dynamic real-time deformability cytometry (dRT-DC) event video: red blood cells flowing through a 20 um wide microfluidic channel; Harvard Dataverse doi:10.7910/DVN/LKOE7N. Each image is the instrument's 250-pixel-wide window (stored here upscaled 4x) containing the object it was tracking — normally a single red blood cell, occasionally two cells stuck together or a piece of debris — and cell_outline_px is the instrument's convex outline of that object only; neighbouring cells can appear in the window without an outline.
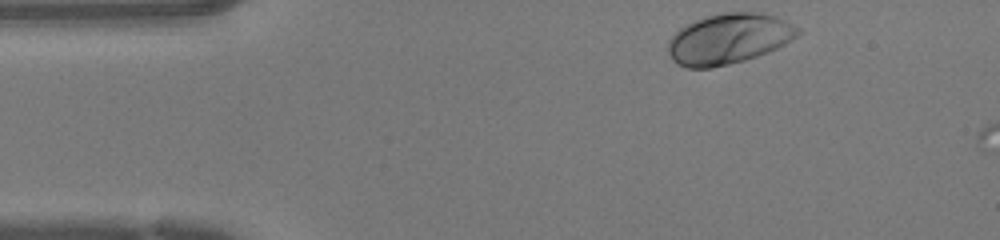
{"species": "human", "species_latin": "Homo sapiens", "temperature_condition": "warm", "stored_images_in_passage": 3, "camera_frame_rate_fps": 3000, "um_per_image_px": 0.085, "donor": {"sex": "female"}, "frame": {"image": 1, "passage_image": 1, "time_ms": 0.0, "image_size_px": [1000, 240], "cell_outline_px": [[800, 32], [796, 36], [784, 44], [768, 52], [744, 60], [712, 68], [688, 68], [676, 64], [672, 60], [668, 52], [668, 40], [680, 28], [692, 20], [704, 16], [724, 12], [764, 12], [776, 16], [800, 28]], "centroid_in_image_um": [61.91, 3.28], "position_along_channel_um": 23.1, "area_um2": 38.32}}